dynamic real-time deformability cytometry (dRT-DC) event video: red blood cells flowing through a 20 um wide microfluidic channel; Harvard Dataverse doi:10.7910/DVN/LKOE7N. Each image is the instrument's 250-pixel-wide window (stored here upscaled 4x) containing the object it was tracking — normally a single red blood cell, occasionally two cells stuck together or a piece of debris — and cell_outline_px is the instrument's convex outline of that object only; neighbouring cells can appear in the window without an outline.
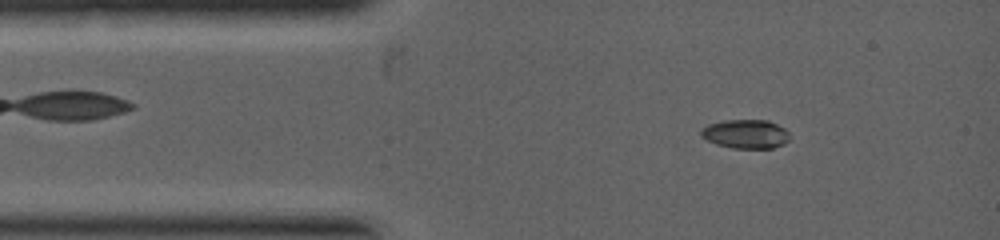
{"species": "common noctule bat (a hibernating species)", "species_latin": "Nyctalus noctula", "temperature_condition": "warm", "stored_images_in_passage": 13, "camera_frame_rate_fps": 5000, "um_per_image_px": 0.085, "animal": {"sex": "female", "body_mass_g": 19.0, "forearm_length_mm": 53.3}, "frame": {"image": 1, "passage_image": 5, "time_ms": 0.6, "image_size_px": [1000, 240], "cell_outline_px": [[788, 140], [772, 148], [732, 148], [716, 144], [700, 136], [700, 132], [708, 124], [724, 120], [768, 120], [784, 128], [788, 132]], "centroid_in_image_um": [63.35, 11.38], "position_along_channel_um": 21.6, "area_um2": 14.74}}
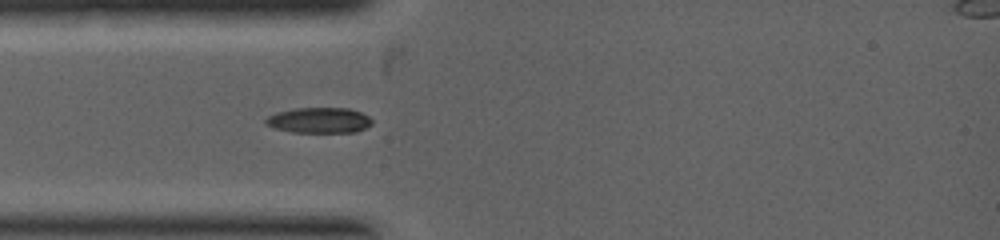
{"frame": {"image": 2, "passage_image": 12, "time_ms": 1.6, "image_size_px": [1000, 240], "cell_outline_px": [[372, 124], [356, 132], [292, 132], [276, 128], [264, 124], [264, 120], [268, 116], [276, 112], [296, 108], [348, 108], [360, 112], [368, 116], [372, 120]], "centroid_in_image_um": [27.11, 10.22], "position_along_channel_um": 57.9, "area_um2": 15.78}}